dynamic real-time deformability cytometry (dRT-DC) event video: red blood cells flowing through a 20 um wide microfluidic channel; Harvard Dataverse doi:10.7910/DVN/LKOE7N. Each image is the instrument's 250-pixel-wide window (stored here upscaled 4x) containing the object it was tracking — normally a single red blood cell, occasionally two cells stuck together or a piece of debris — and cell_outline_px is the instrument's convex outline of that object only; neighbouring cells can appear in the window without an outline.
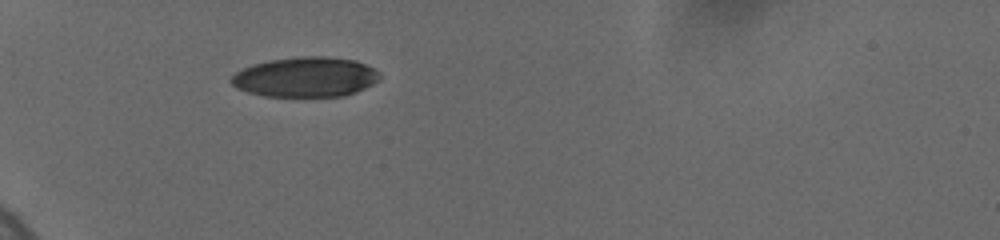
{"species": "human", "species_latin": "Homo sapiens", "temperature_condition": "cold", "stored_images_in_passage": 30, "camera_frame_rate_fps": 3000, "um_per_image_px": 0.085, "donor": {"sex": "female"}, "frame": {"image": 1, "passage_image": 1, "time_ms": 0.0, "image_size_px": [1000, 240], "cell_outline_px": [[380, 80], [356, 92], [344, 96], [264, 96], [248, 92], [236, 88], [228, 80], [236, 72], [244, 68], [268, 60], [300, 56], [328, 56], [356, 60], [380, 72]], "centroid_in_image_um": [25.98, 6.54], "position_along_channel_um": 59.0, "area_um2": 34.62}}
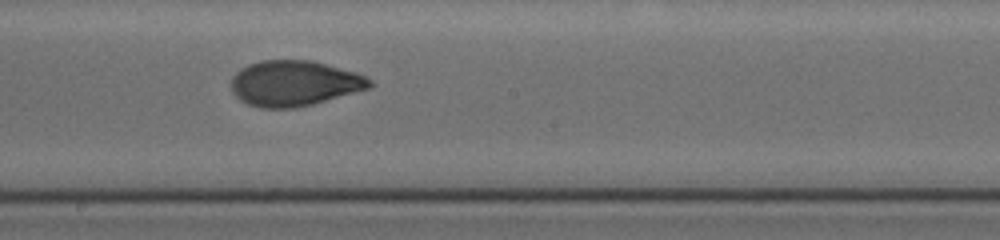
{"frame": {"image": 2, "passage_image": 18, "time_ms": 5.0, "image_size_px": [1000, 240], "cell_outline_px": [[376, 84], [372, 88], [312, 104], [296, 108], [260, 108], [248, 104], [240, 100], [232, 92], [232, 76], [240, 68], [248, 64], [260, 60], [312, 60], [356, 72], [372, 80]], "centroid_in_image_um": [25.04, 7.08], "position_along_channel_um": 223.2, "area_um2": 37.05}}
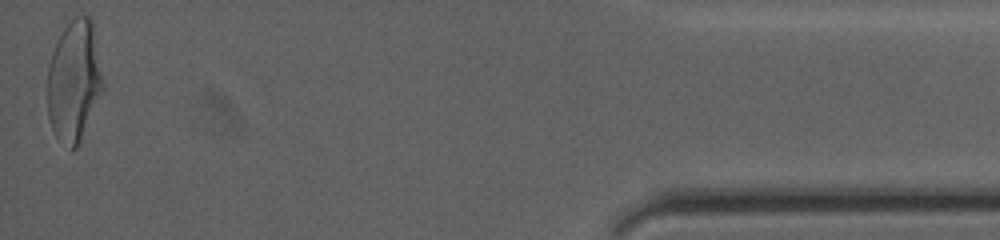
{"frame": {"image": 3, "passage_image": 30, "time_ms": 12.333, "image_size_px": [1000, 240], "cell_outline_px": [[104, 80], [76, 148], [72, 148], [56, 136], [52, 128], [48, 116], [48, 68], [52, 52], [64, 28], [76, 16], [88, 16], [92, 20]], "centroid_in_image_um": [6.27, 6.8], "position_along_channel_um": 428.9, "area_um2": 37.74}, "authors_computed_cell_mechanics": {"area_um2": 36.8186, "velocity_mm_per_s": 3.7065, "shape_relaxation_time_tau1_ms": 4.1058, "shape_relaxation_time_tau2_ms": 1.1678, "deformation_change_tau1": 0.1757, "deformation_change_tau2": 0.0604}}